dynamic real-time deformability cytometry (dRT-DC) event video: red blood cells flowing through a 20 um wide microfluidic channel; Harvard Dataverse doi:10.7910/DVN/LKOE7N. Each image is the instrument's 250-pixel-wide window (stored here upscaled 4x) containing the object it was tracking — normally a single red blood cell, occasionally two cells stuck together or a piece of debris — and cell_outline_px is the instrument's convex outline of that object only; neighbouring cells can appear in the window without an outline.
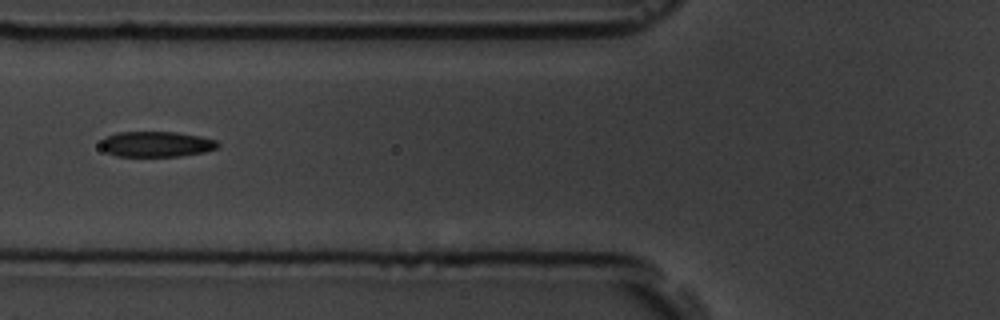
{"species": "common noctule bat (a hibernating species)", "species_latin": "Nyctalus noctula", "temperature_condition": "room temperature", "stored_images_in_passage": 16, "camera_frame_rate_fps": 3000, "um_per_image_px": 0.085, "animal": {"sex": "male", "body_mass_g": 19.5, "forearm_length_mm": 54.6}, "frame": {"image": 1, "passage_image": 7, "time_ms": 7.667, "image_size_px": [1000, 320], "cell_outline_px": [[220, 144], [216, 148], [204, 152], [180, 156], [116, 156], [104, 152], [100, 148], [100, 140], [104, 136], [116, 132], [176, 132], [200, 136], [216, 140]], "centroid_in_image_um": [13.22, 12.25], "position_along_channel_um": 112.6, "area_um2": 17.63}}
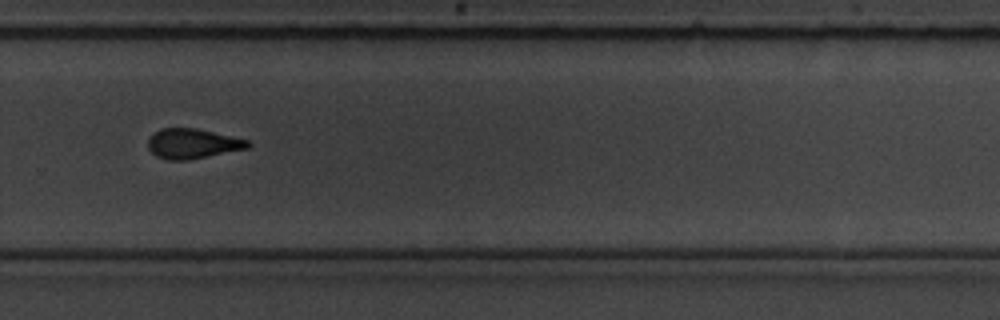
{"frame": {"image": 2, "passage_image": 12, "time_ms": 13.333, "image_size_px": [1000, 320], "cell_outline_px": [[252, 144], [248, 148], [188, 160], [168, 160], [156, 156], [148, 148], [148, 140], [152, 132], [160, 128], [196, 128], [248, 140]], "centroid_in_image_um": [16.33, 12.2], "position_along_channel_um": 313.5, "area_um2": 17.4}, "authors_computed_cell_mechanics": {"area_um2": 17.6001, "velocity_mm_per_s": 3.5493, "shape_relaxation_time_tau1_ms": 4.0582, "shape_relaxation_time_tau2_ms": 2.0603, "deformation_change_tau1": 0.1374, "deformation_change_tau2": 0.0845}}